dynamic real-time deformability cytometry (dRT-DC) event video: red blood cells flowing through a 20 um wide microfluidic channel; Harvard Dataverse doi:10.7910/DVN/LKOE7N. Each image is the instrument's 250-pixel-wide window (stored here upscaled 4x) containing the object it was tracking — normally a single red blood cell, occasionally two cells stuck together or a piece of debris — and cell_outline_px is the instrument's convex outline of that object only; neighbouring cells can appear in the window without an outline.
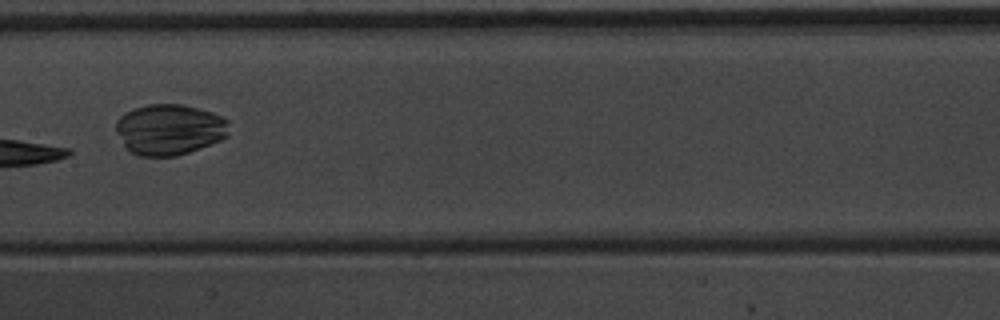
{"species": "common noctule bat (a hibernating species)", "species_latin": "Nyctalus noctula", "temperature_condition": "warm", "stored_images_in_passage": 10, "camera_frame_rate_fps": 3000, "um_per_image_px": 0.085, "animal": {"sex": "male", "body_mass_g": 20.1, "forearm_length_mm": 53.5}, "frame": {"image": 1, "passage_image": 9, "time_ms": 2.667, "image_size_px": [1000, 320], "cell_outline_px": [[228, 136], [220, 140], [188, 152], [176, 156], [140, 156], [124, 148], [116, 132], [116, 120], [124, 112], [132, 108], [148, 104], [184, 104], [212, 112], [228, 120]], "centroid_in_image_um": [14.36, 10.99], "position_along_channel_um": 193.0, "area_um2": 33.7}}